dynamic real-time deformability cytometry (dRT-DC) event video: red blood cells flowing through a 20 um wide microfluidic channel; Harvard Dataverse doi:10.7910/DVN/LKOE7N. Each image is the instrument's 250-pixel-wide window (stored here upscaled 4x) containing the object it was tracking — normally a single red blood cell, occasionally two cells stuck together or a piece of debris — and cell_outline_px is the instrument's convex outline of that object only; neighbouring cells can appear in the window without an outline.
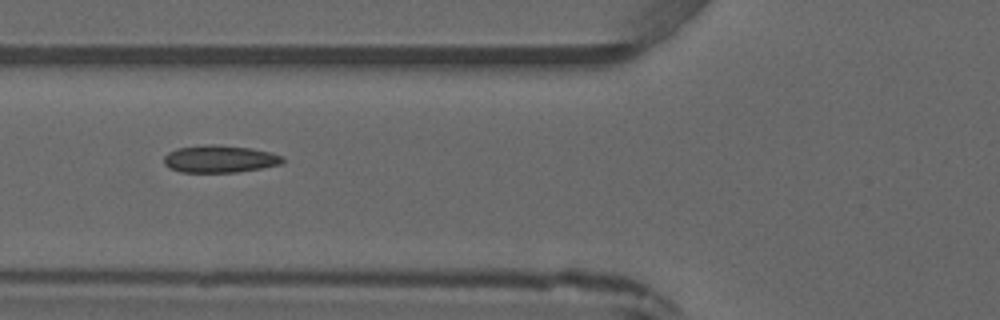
{"species": "common noctule bat (a hibernating species)", "species_latin": "Nyctalus noctula", "temperature_condition": "warm", "stored_images_in_passage": 2, "camera_frame_rate_fps": 3000, "um_per_image_px": 0.085, "animal": {"sex": "male", "forearm_length_mm": 52.5}, "frame": {"image": 1, "passage_image": 2, "time_ms": 1.0, "image_size_px": [1000, 320], "cell_outline_px": [[284, 160], [280, 164], [264, 168], [236, 172], [180, 172], [168, 168], [164, 164], [164, 156], [168, 152], [176, 148], [204, 144], [212, 144], [248, 148], [272, 152], [284, 156]], "centroid_in_image_um": [18.66, 13.51], "position_along_channel_um": 107.1, "area_um2": 19.07}}